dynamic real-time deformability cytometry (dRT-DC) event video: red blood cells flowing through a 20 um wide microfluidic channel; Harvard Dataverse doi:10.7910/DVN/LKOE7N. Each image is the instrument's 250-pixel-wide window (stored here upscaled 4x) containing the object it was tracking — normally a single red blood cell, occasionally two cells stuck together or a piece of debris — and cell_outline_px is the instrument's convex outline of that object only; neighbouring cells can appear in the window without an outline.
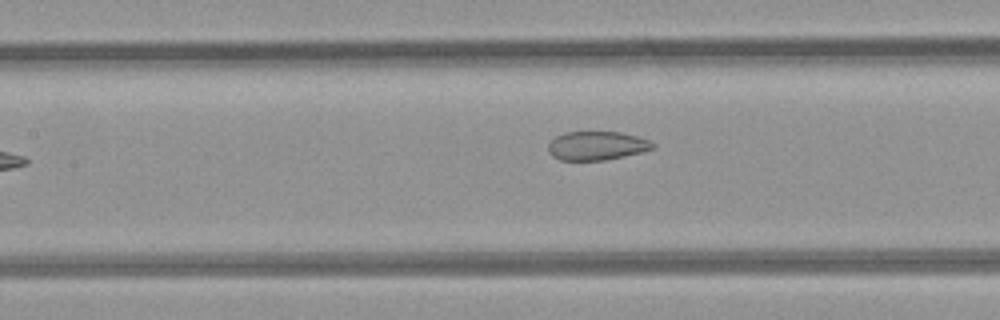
{"species": "common noctule bat (a hibernating species)", "species_latin": "Nyctalus noctula", "temperature_condition": "room temperature", "stored_images_in_passage": 12, "camera_frame_rate_fps": 3000, "um_per_image_px": 0.085, "animal": {"sex": "female", "body_mass_g": 21.9}, "frame": {"image": 1, "passage_image": 7, "time_ms": 2.0, "image_size_px": [1000, 320], "cell_outline_px": [[656, 148], [624, 156], [604, 160], [560, 160], [552, 156], [548, 152], [548, 144], [556, 136], [564, 132], [620, 132], [636, 136], [648, 140], [656, 144]], "centroid_in_image_um": [50.72, 12.38], "position_along_channel_um": 156.7, "area_um2": 17.51}}
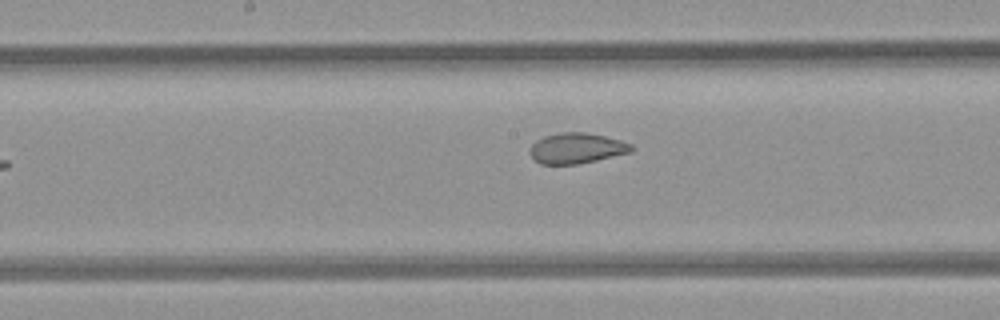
{"frame": {"image": 2, "passage_image": 10, "time_ms": 3.0, "image_size_px": [1000, 320], "cell_outline_px": [[636, 148], [632, 152], [596, 160], [576, 164], [540, 164], [528, 152], [532, 144], [536, 140], [544, 136], [560, 132], [584, 132], [604, 136], [620, 140], [632, 144]], "centroid_in_image_um": [49.02, 12.59], "position_along_channel_um": 199.2, "area_um2": 18.09}}